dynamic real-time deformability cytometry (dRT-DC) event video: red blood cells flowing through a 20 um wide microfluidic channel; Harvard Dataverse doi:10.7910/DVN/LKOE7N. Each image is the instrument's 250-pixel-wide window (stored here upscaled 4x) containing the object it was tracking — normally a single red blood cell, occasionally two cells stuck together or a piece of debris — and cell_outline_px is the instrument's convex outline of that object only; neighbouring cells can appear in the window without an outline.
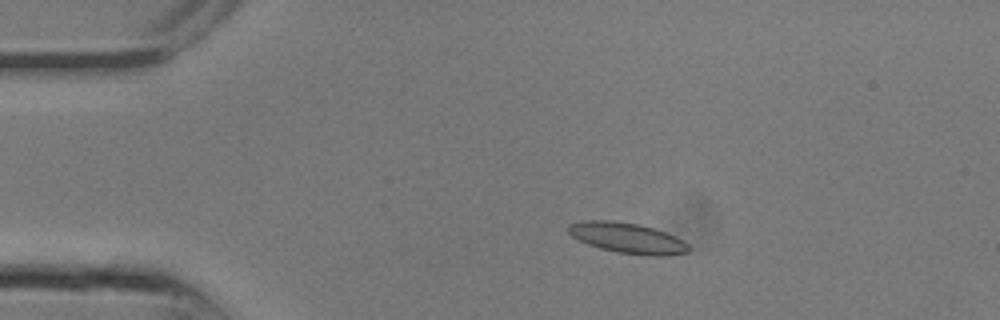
{"species": "common noctule bat (a hibernating species)", "species_latin": "Nyctalus noctula", "temperature_condition": "room temperature", "stored_images_in_passage": 11, "camera_frame_rate_fps": 3000, "um_per_image_px": 0.085, "animal": {"sex": "male", "body_mass_g": 13.3}, "frame": {"image": 1, "passage_image": 5, "time_ms": 1.333, "image_size_px": [1000, 320], "cell_outline_px": [[692, 248], [688, 252], [668, 256], [644, 256], [616, 252], [600, 248], [588, 244], [572, 236], [568, 232], [568, 224], [584, 220], [612, 220], [640, 224], [664, 232], [684, 240]], "centroid_in_image_um": [53.36, 20.24], "position_along_channel_um": 31.6, "area_um2": 21.62}}
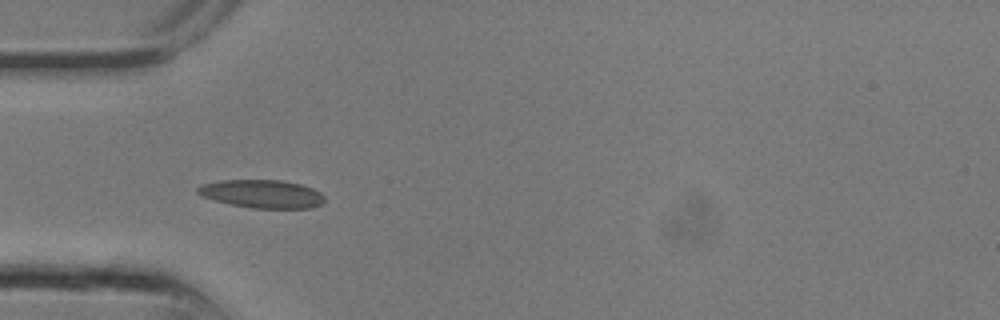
{"frame": {"image": 2, "passage_image": 8, "time_ms": 2.333, "image_size_px": [1000, 320], "cell_outline_px": [[324, 200], [320, 204], [312, 208], [252, 208], [228, 204], [200, 196], [196, 192], [196, 188], [204, 184], [220, 180], [280, 180], [300, 184], [312, 188], [320, 192], [324, 196]], "centroid_in_image_um": [22.24, 16.48], "position_along_channel_um": 62.8, "area_um2": 20.87}}
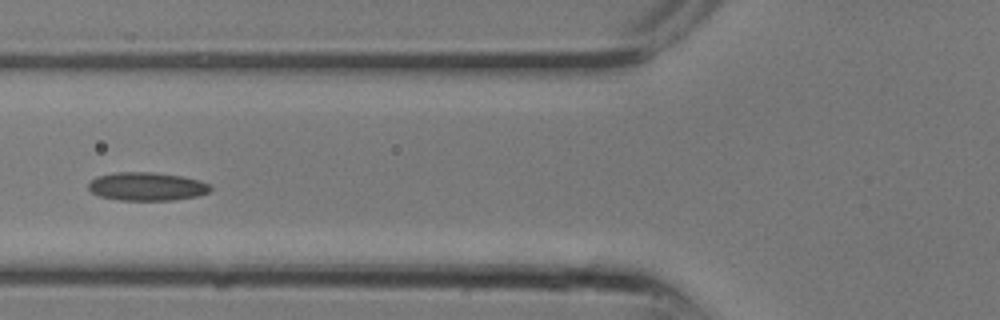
{"frame": {"image": 3, "passage_image": 10, "time_ms": 3.0, "image_size_px": [1000, 320], "cell_outline_px": [[212, 188], [208, 192], [200, 196], [172, 200], [120, 200], [100, 196], [92, 192], [88, 188], [88, 184], [96, 176], [112, 172], [152, 172], [180, 176], [200, 180], [212, 184]], "centroid_in_image_um": [12.51, 15.84], "position_along_channel_um": 113.3, "area_um2": 20.29}}